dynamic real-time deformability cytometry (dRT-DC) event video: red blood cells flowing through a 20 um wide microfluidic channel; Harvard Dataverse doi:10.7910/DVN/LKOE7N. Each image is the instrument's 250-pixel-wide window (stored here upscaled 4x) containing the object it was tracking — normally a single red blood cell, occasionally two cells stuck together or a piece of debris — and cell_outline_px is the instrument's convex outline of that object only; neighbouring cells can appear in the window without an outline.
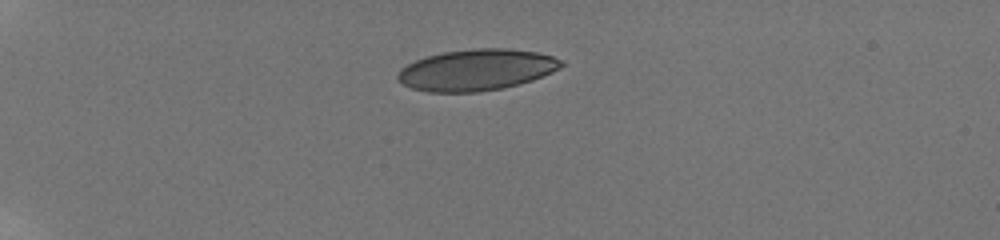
{"species": "human", "species_latin": "Homo sapiens", "temperature_condition": "room temperature", "stored_images_in_passage": 40, "camera_frame_rate_fps": 3000, "um_per_image_px": 0.085, "donor": {"sex": "male"}, "frame": {"image": 1, "passage_image": 1, "time_ms": 0.0, "image_size_px": [1000, 240], "cell_outline_px": [[564, 64], [560, 68], [552, 72], [532, 80], [500, 88], [476, 92], [428, 92], [412, 88], [404, 84], [396, 76], [400, 68], [416, 60], [428, 56], [444, 52], [476, 48], [508, 48], [536, 52], [552, 56], [564, 60]], "centroid_in_image_um": [40.51, 5.93], "position_along_channel_um": 44.5, "area_um2": 39.07}}
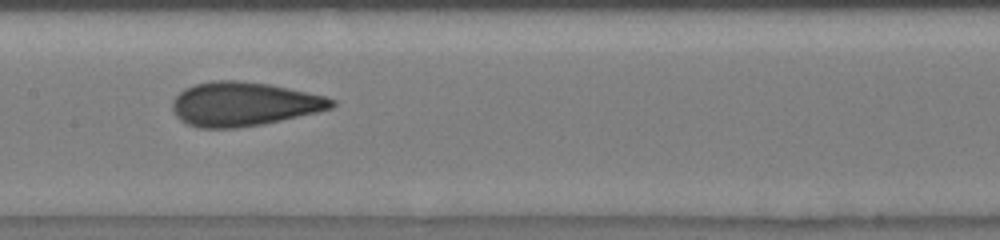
{"frame": {"image": 2, "passage_image": 17, "time_ms": 5.333, "image_size_px": [1000, 240], "cell_outline_px": [[336, 104], [332, 108], [316, 112], [264, 124], [236, 128], [196, 128], [180, 120], [176, 116], [172, 108], [172, 100], [184, 88], [196, 84], [212, 80], [236, 80], [268, 84], [324, 96], [336, 100]], "centroid_in_image_um": [20.68, 8.85], "position_along_channel_um": 186.7, "area_um2": 40.75}}
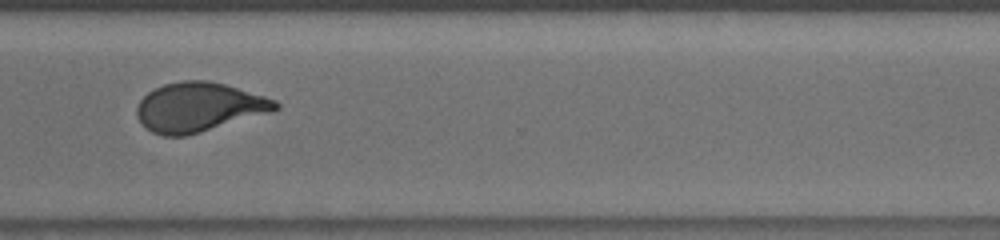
{"frame": {"image": 3, "passage_image": 28, "time_ms": 9.667, "image_size_px": [1000, 240], "cell_outline_px": [[280, 108], [272, 112], [200, 132], [184, 136], [164, 136], [152, 132], [136, 116], [136, 108], [140, 100], [148, 92], [164, 84], [180, 80], [208, 80], [224, 84], [264, 96], [276, 100], [280, 104]], "centroid_in_image_um": [16.91, 9.1], "position_along_channel_um": 353.7, "area_um2": 39.59}, "authors_computed_cell_mechanics": {"area_um2": 39.593, "velocity_mm_per_s": 3.874, "shape_relaxation_time_tau1_ms": null, "shape_relaxation_time_tau2_ms": 0.715, "deformation_change_tau1": null, "deformation_change_tau2": 0.0553}}